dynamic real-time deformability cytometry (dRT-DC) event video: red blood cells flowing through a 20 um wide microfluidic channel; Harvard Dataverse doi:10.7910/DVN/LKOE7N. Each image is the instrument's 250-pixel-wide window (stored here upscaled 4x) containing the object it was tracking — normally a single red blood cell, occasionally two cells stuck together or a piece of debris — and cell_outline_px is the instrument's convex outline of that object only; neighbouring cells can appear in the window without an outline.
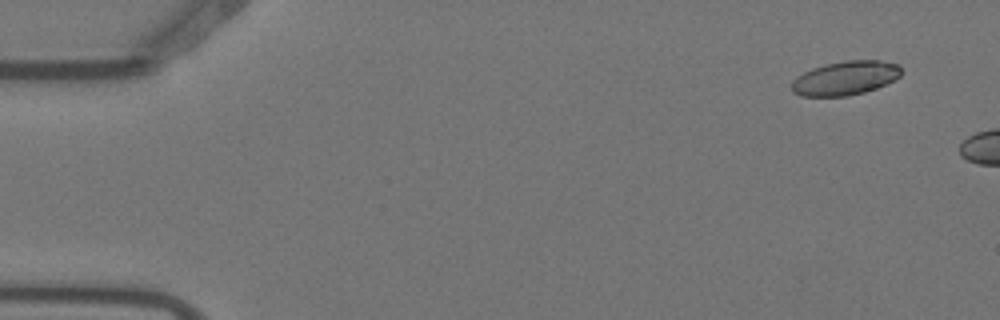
{"species": "Egyptian fruit bat (a non-hibernating species)", "species_latin": "Rousettus aegyptiacus", "temperature_condition": "warm", "stored_images_in_passage": 2, "camera_frame_rate_fps": 3000, "um_per_image_px": 0.085, "animal": {"sex": "female"}, "frame": {"image": 1, "passage_image": 1, "time_ms": 0.0, "image_size_px": [1000, 320], "cell_outline_px": [[900, 76], [876, 88], [864, 92], [848, 96], [800, 96], [792, 92], [792, 80], [796, 76], [812, 68], [824, 64], [844, 60], [880, 60], [900, 64]], "centroid_in_image_um": [71.82, 6.63], "position_along_channel_um": 13.2, "area_um2": 21.79}}